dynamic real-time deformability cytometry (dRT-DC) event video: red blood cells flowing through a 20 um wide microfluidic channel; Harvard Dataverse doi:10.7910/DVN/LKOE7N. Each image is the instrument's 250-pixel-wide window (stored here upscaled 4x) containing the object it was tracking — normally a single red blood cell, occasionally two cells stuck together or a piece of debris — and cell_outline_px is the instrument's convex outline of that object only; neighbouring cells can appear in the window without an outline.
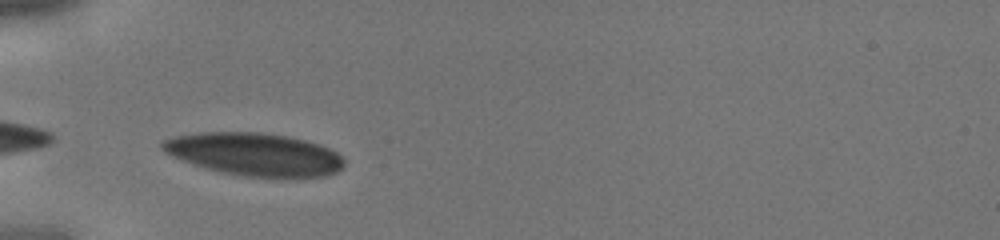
{"species": "human", "species_latin": "Homo sapiens", "temperature_condition": "cold", "stored_images_in_passage": 28, "camera_frame_rate_fps": 3000, "um_per_image_px": 0.085, "donor": {"sex": "male"}, "frame": {"image": 1, "passage_image": 1, "time_ms": 0.0, "image_size_px": [1000, 240], "cell_outline_px": [[344, 168], [328, 176], [296, 180], [240, 176], [220, 172], [204, 168], [172, 156], [164, 152], [160, 148], [160, 144], [164, 140], [176, 136], [196, 132], [260, 132], [288, 136], [320, 144], [336, 152], [344, 160]], "centroid_in_image_um": [21.68, 13.15], "position_along_channel_um": 63.3, "area_um2": 46.47}}
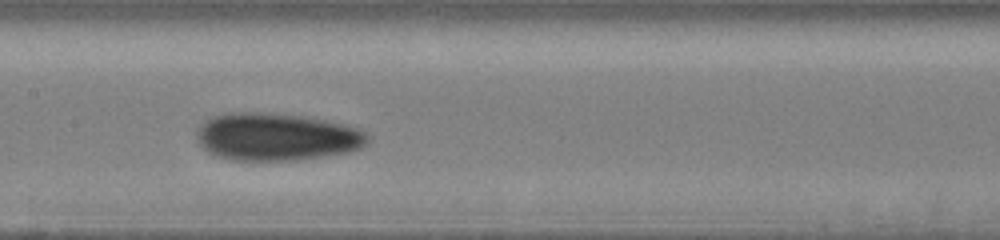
{"frame": {"image": 2, "passage_image": 9, "time_ms": 2.667, "image_size_px": [1000, 240], "cell_outline_px": [[368, 144], [360, 148], [348, 152], [324, 156], [296, 160], [232, 160], [216, 156], [208, 152], [196, 140], [196, 132], [200, 124], [204, 120], [212, 116], [232, 112], [260, 112], [300, 116], [324, 120], [344, 124], [360, 128], [368, 136]], "centroid_in_image_um": [23.47, 11.63], "position_along_channel_um": 183.9, "area_um2": 47.51}}
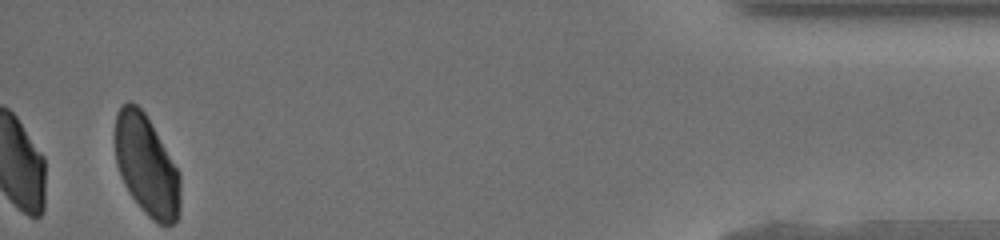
{"frame": {"image": 3, "passage_image": 28, "time_ms": 9.0, "image_size_px": [1000, 240], "cell_outline_px": [[180, 216], [172, 224], [160, 224], [152, 220], [144, 212], [132, 196], [124, 184], [120, 176], [116, 164], [112, 136], [116, 112], [128, 100], [136, 104], [144, 112], [176, 168], [180, 176]], "centroid_in_image_um": [12.4, 14.05], "position_along_channel_um": 422.8, "area_um2": 38.32}}